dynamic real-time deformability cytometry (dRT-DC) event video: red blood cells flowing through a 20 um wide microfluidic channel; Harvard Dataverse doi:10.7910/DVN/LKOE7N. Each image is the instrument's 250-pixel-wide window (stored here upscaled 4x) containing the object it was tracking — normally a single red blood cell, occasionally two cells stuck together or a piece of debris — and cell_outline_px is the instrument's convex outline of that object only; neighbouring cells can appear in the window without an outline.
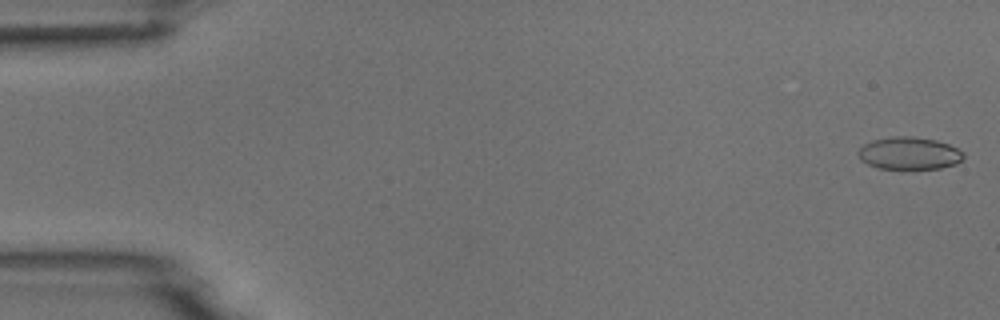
{"species": "common noctule bat (a hibernating species)", "species_latin": "Nyctalus noctula", "temperature_condition": "room temperature", "stored_images_in_passage": 5, "camera_frame_rate_fps": 3000, "um_per_image_px": 0.085, "animal": {"sex": "male", "body_mass_g": 18.8}, "frame": {"image": 1, "passage_image": 1, "time_ms": 0.0, "image_size_px": [1000, 320], "cell_outline_px": [[964, 156], [956, 164], [940, 168], [876, 168], [860, 160], [856, 152], [864, 144], [872, 140], [892, 136], [912, 136], [936, 140], [948, 144], [964, 152]], "centroid_in_image_um": [77.25, 13.02], "position_along_channel_um": 7.8, "area_um2": 19.88}}
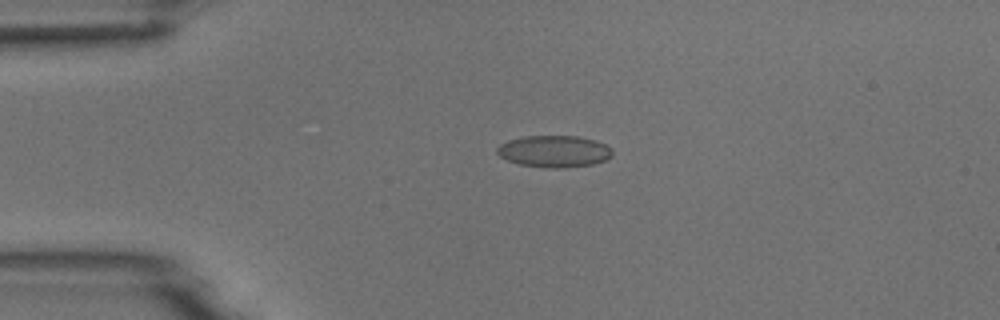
{"frame": {"image": 2, "passage_image": 4, "time_ms": 3.667, "image_size_px": [1000, 320], "cell_outline_px": [[612, 156], [604, 160], [592, 164], [564, 168], [548, 168], [520, 164], [508, 160], [500, 156], [496, 152], [496, 148], [500, 144], [508, 140], [524, 136], [580, 136], [596, 140], [604, 144], [612, 152]], "centroid_in_image_um": [47.08, 12.86], "position_along_channel_um": 37.9, "area_um2": 21.27}}